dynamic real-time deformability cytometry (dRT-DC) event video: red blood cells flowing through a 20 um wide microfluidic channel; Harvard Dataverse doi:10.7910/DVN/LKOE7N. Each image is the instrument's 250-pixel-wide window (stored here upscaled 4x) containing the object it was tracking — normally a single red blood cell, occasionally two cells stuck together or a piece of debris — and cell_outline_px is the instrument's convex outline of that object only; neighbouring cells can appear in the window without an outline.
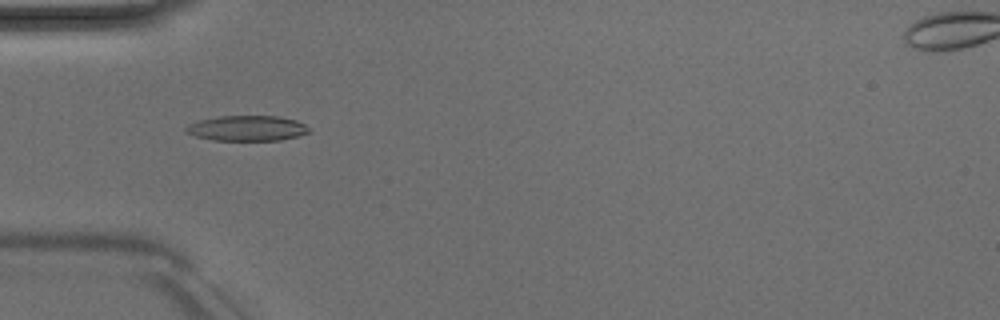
{"species": "Egyptian fruit bat (a non-hibernating species)", "species_latin": "Rousettus aegyptiacus", "temperature_condition": "room temperature", "stored_images_in_passage": 40, "camera_frame_rate_fps": 3000, "um_per_image_px": 0.085, "animal": {"sex": "male"}, "frame": {"image": 1, "passage_image": 6, "time_ms": 1.667, "image_size_px": [1000, 320], "cell_outline_px": [[312, 132], [280, 140], [212, 140], [196, 136], [184, 132], [184, 128], [188, 124], [200, 120], [220, 116], [280, 116], [296, 120], [304, 124]], "centroid_in_image_um": [20.99, 10.9], "position_along_channel_um": 64.0, "area_um2": 18.15}}
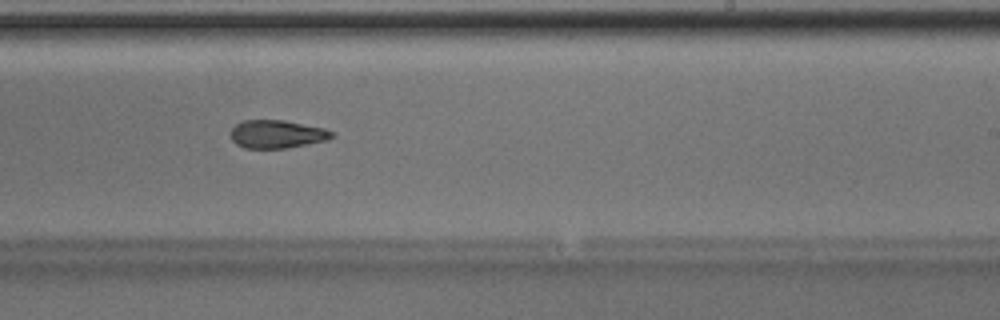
{"frame": {"image": 2, "passage_image": 21, "time_ms": 6.667, "image_size_px": [1000, 320], "cell_outline_px": [[332, 136], [324, 140], [284, 148], [244, 148], [236, 144], [232, 140], [228, 132], [236, 124], [244, 120], [284, 120], [324, 128], [332, 132]], "centroid_in_image_um": [23.44, 11.39], "position_along_channel_um": 265.6, "area_um2": 16.36}}
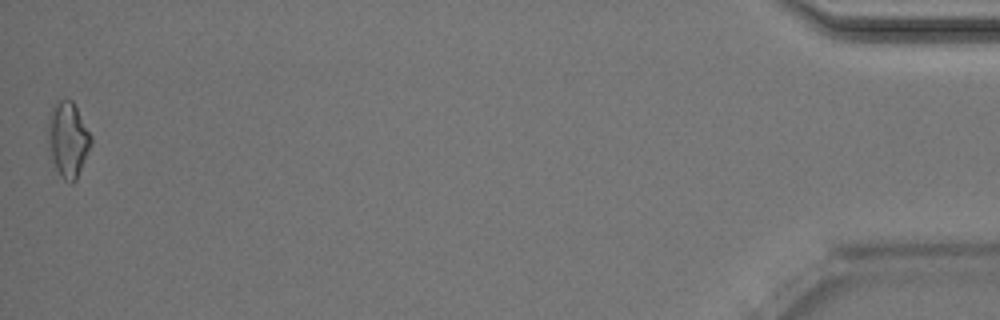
{"frame": {"image": 3, "passage_image": 40, "time_ms": 13.0, "image_size_px": [1000, 320], "cell_outline_px": [[92, 144], [76, 180], [72, 184], [68, 184], [60, 176], [56, 168], [48, 144], [48, 112], [56, 100], [72, 100], [92, 136]], "centroid_in_image_um": [5.78, 11.85], "position_along_channel_um": 429.4, "area_um2": 18.96}, "authors_computed_cell_mechanics": {"area_um2": 17.1666, "velocity_mm_per_s": 4.0583, "shape_relaxation_time_tau1_ms": 9.7893, "shape_relaxation_time_tau2_ms": 5.4876, "deformation_change_tau1": 0.2015, "deformation_change_tau2": 0.1515}}